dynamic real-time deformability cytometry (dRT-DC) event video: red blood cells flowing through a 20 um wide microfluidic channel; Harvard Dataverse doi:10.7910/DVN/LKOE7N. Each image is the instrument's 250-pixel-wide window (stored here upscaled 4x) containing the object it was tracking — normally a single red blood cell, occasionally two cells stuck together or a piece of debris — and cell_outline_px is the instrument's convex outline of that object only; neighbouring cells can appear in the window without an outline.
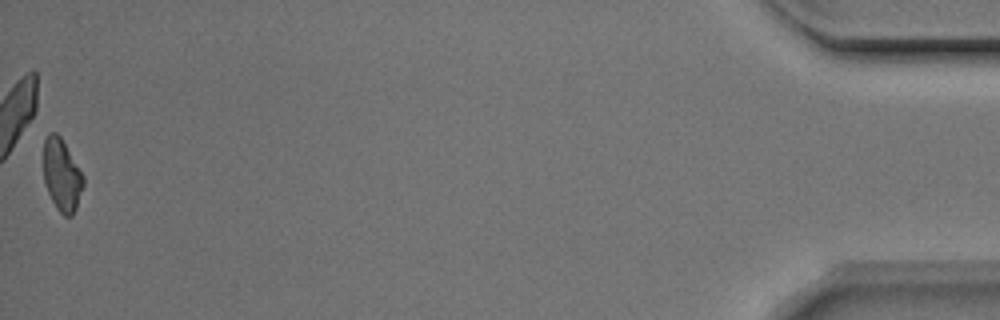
{"species": "Egyptian fruit bat (a non-hibernating species)", "species_latin": "Rousettus aegyptiacus", "temperature_condition": "room temperature", "stored_images_in_passage": 42, "camera_frame_rate_fps": 3000, "um_per_image_px": 0.085, "animal": {"sex": "male"}, "frame": {"image": 1, "passage_image": 42, "time_ms": 13.667, "image_size_px": [1000, 320], "cell_outline_px": [[84, 184], [76, 208], [72, 216], [64, 216], [56, 208], [48, 192], [44, 180], [44, 140], [48, 132], [56, 132], [60, 136], [84, 176]], "centroid_in_image_um": [5.25, 14.88], "position_along_channel_um": 429.9, "area_um2": 16.65}, "authors_computed_cell_mechanics": {"area_um2": 18.2648, "velocity_mm_per_s": 3.9925, "shape_relaxation_time_tau1_ms": 8.4154, "shape_relaxation_time_tau2_ms": 4.7167, "deformation_change_tau1": 0.2016, "deformation_change_tau2": 0.1313}}